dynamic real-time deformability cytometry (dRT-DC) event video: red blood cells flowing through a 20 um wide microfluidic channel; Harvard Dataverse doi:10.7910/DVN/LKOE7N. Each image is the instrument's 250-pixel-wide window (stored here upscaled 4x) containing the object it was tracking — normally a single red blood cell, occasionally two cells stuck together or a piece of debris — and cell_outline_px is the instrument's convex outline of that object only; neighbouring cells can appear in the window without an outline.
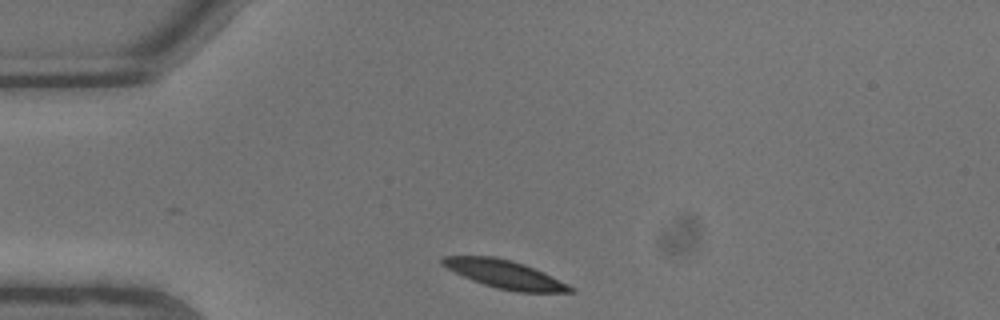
{"species": "common noctule bat (a hibernating species)", "species_latin": "Nyctalus noctula", "temperature_condition": "warm", "stored_images_in_passage": 6, "camera_frame_rate_fps": 3000, "um_per_image_px": 0.085, "animal": {"sex": "male", "body_mass_g": 13.3}, "frame": {"image": 1, "passage_image": 1, "time_ms": 0.0, "image_size_px": [1000, 320], "cell_outline_px": [[576, 292], [516, 292], [496, 288], [472, 280], [440, 264], [440, 260], [444, 256], [492, 256], [512, 260], [524, 264], [544, 272], [576, 288]], "centroid_in_image_um": [42.94, 23.32], "position_along_channel_um": 42.1, "area_um2": 20.92}}
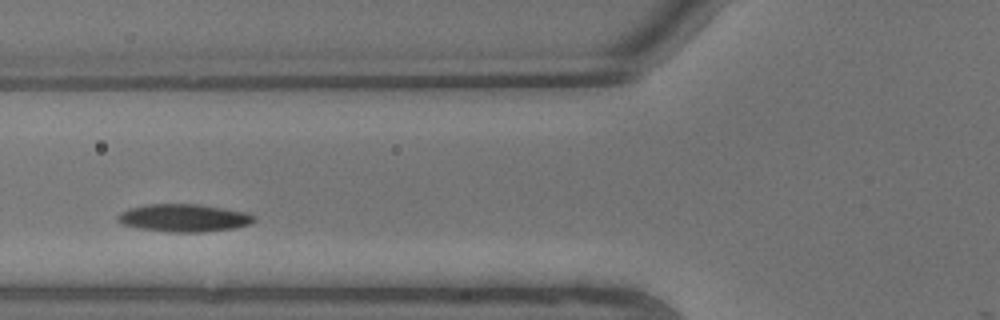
{"frame": {"image": 2, "passage_image": 4, "time_ms": 1.0, "image_size_px": [1000, 320], "cell_outline_px": [[256, 220], [248, 224], [232, 228], [200, 232], [168, 232], [140, 228], [120, 224], [116, 220], [116, 216], [120, 212], [128, 208], [148, 204], [200, 204], [248, 212], [256, 216]], "centroid_in_image_um": [15.6, 18.51], "position_along_channel_um": 110.2, "area_um2": 22.14}}
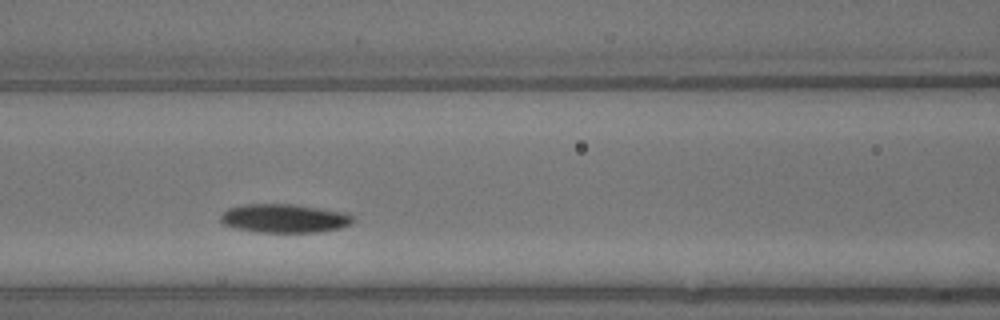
{"frame": {"image": 3, "passage_image": 5, "time_ms": 1.333, "image_size_px": [1000, 320], "cell_outline_px": [[352, 220], [348, 224], [340, 228], [316, 232], [260, 232], [236, 228], [224, 224], [220, 220], [220, 216], [228, 208], [244, 204], [292, 204], [348, 212], [352, 216]], "centroid_in_image_um": [24.16, 18.55], "position_along_channel_um": 142.4, "area_um2": 21.96}}